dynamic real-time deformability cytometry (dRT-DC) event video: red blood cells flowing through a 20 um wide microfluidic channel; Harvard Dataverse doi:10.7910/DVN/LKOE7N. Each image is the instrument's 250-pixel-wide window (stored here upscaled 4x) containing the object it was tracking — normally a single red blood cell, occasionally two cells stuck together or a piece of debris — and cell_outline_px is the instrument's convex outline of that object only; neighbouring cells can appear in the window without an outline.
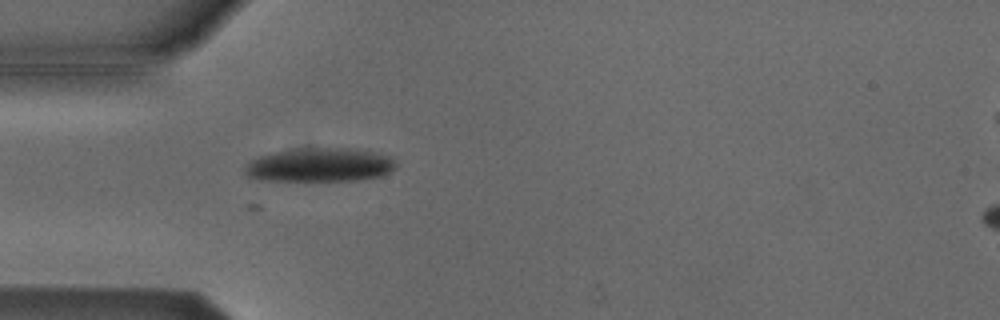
{"species": "Egyptian fruit bat (a non-hibernating species)", "species_latin": "Rousettus aegyptiacus", "temperature_condition": "cold", "stored_images_in_passage": 4, "camera_frame_rate_fps": 3000, "um_per_image_px": 0.085, "animal": {"sex": "male"}, "frame": {"image": 1, "passage_image": 4, "time_ms": 1.0, "image_size_px": [1000, 320], "cell_outline_px": [[396, 164], [388, 172], [380, 176], [356, 180], [308, 184], [268, 180], [248, 176], [244, 172], [244, 168], [252, 160], [260, 156], [272, 152], [296, 148], [356, 148], [388, 156]], "centroid_in_image_um": [27.12, 14.06], "position_along_channel_um": 57.9, "area_um2": 30.58}}